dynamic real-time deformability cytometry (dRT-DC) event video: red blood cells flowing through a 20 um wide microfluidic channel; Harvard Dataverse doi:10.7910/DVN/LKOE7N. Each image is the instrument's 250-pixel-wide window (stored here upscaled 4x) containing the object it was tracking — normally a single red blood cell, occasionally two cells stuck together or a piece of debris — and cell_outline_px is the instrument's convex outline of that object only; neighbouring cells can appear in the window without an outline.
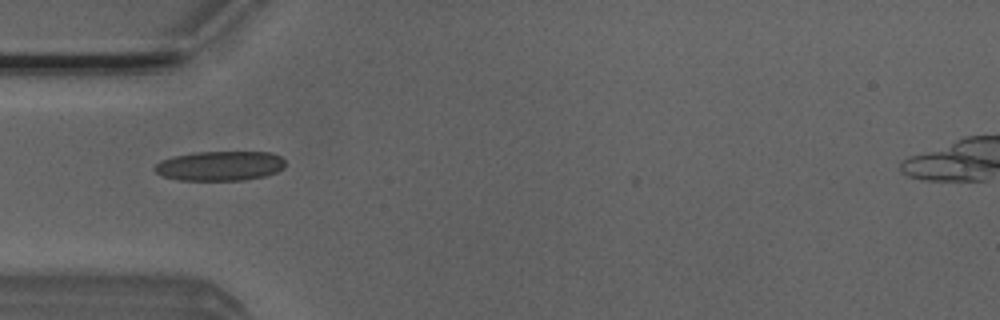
{"species": "Egyptian fruit bat (a non-hibernating species)", "species_latin": "Rousettus aegyptiacus", "temperature_condition": "room temperature", "stored_images_in_passage": 4, "camera_frame_rate_fps": 3000, "um_per_image_px": 0.085, "animal": {"sex": "male"}, "frame": {"image": 1, "passage_image": 1, "time_ms": 0.0, "image_size_px": [1000, 320], "cell_outline_px": [[284, 168], [276, 172], [264, 176], [244, 180], [180, 180], [164, 176], [156, 172], [152, 168], [160, 160], [176, 156], [196, 152], [272, 152], [280, 156], [284, 160]], "centroid_in_image_um": [18.7, 14.1], "position_along_channel_um": 66.3, "area_um2": 22.48}}